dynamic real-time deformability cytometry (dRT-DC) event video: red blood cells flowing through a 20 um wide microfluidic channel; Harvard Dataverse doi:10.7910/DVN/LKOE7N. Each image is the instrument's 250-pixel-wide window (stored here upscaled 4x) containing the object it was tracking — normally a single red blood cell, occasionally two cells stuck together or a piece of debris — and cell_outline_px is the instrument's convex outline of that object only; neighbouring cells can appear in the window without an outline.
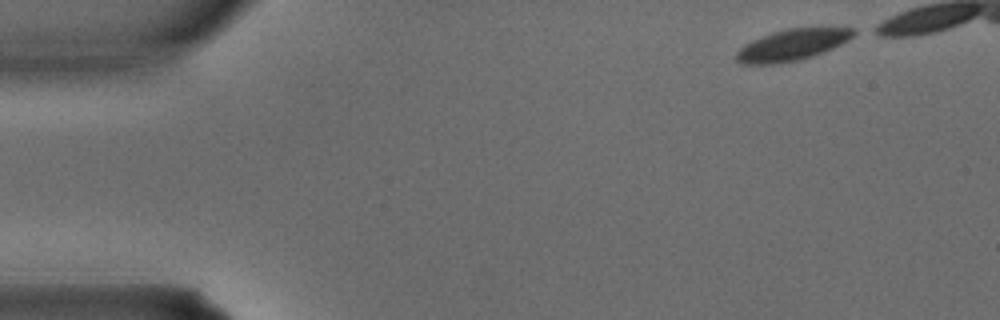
{"species": "common noctule bat (a hibernating species)", "species_latin": "Nyctalus noctula", "temperature_condition": "warm", "stored_images_in_passage": 5, "camera_frame_rate_fps": 3000, "um_per_image_px": 0.085, "animal": {"sex": "male", "body_mass_g": 15.6}, "frame": {"image": 1, "passage_image": 1, "time_ms": 0.0, "image_size_px": [1000, 320], "cell_outline_px": [[860, 32], [848, 40], [832, 48], [812, 56], [800, 60], [776, 64], [740, 64], [736, 60], [736, 52], [744, 44], [752, 40], [772, 32], [788, 28], [852, 28]], "centroid_in_image_um": [67.32, 3.82], "position_along_channel_um": 17.7, "area_um2": 21.39}}